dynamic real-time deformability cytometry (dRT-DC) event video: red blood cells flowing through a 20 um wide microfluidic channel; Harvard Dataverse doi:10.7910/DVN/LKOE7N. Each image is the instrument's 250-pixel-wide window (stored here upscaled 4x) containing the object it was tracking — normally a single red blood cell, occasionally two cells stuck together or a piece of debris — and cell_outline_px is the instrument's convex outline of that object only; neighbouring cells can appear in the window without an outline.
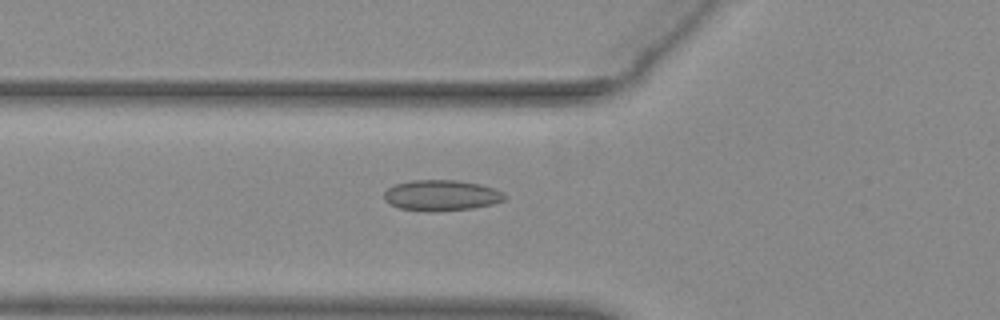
{"species": "common noctule bat (a hibernating species)", "species_latin": "Nyctalus noctula", "temperature_condition": "warm", "stored_images_in_passage": 49, "camera_frame_rate_fps": 3000, "um_per_image_px": 0.085, "animal": {"sex": "female", "body_mass_g": 29.2, "forearm_length_mm": 56.3}, "frame": {"image": 1, "passage_image": 16, "time_ms": 5.0, "image_size_px": [1000, 320], "cell_outline_px": [[508, 196], [504, 200], [492, 204], [472, 208], [436, 212], [400, 208], [388, 204], [384, 200], [384, 192], [388, 188], [396, 184], [412, 180], [456, 180], [480, 184], [492, 188]], "centroid_in_image_um": [37.49, 16.61], "position_along_channel_um": 88.3, "area_um2": 21.56}}
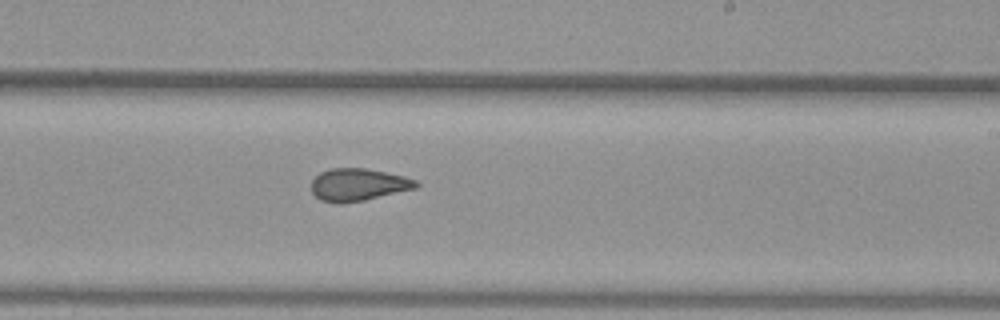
{"frame": {"image": 2, "passage_image": 29, "time_ms": 9.333, "image_size_px": [1000, 320], "cell_outline_px": [[420, 184], [416, 188], [364, 200], [340, 204], [320, 200], [312, 192], [312, 180], [320, 172], [332, 168], [364, 168], [404, 176], [416, 180]], "centroid_in_image_um": [30.44, 15.7], "position_along_channel_um": 258.6, "area_um2": 19.65}}
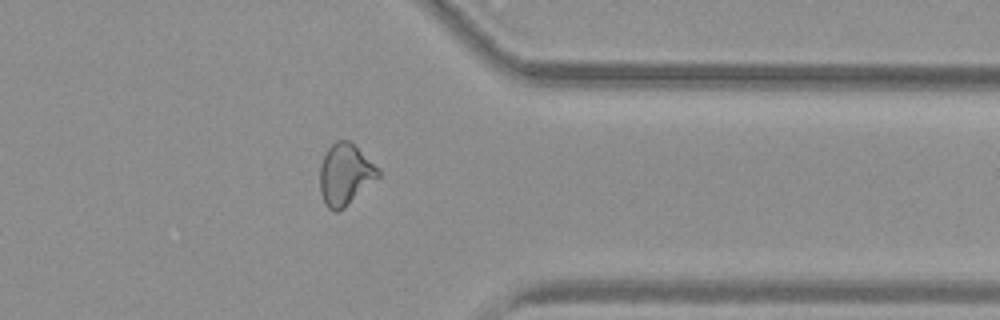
{"frame": {"image": 3, "passage_image": 39, "time_ms": 12.667, "image_size_px": [1000, 320], "cell_outline_px": [[380, 176], [344, 208], [336, 212], [332, 212], [324, 204], [320, 192], [320, 164], [328, 148], [336, 140], [348, 140], [380, 172]], "centroid_in_image_um": [29.28, 14.87], "position_along_channel_um": 382.1, "area_um2": 20.4}, "authors_computed_cell_mechanics": {"area_um2": 21.0392, "velocity_mm_per_s": 3.9244, "shape_relaxation_time_tau1_ms": null, "shape_relaxation_time_tau2_ms": 1.8375, "deformation_change_tau1": null, "deformation_change_tau2": 0.0872}}